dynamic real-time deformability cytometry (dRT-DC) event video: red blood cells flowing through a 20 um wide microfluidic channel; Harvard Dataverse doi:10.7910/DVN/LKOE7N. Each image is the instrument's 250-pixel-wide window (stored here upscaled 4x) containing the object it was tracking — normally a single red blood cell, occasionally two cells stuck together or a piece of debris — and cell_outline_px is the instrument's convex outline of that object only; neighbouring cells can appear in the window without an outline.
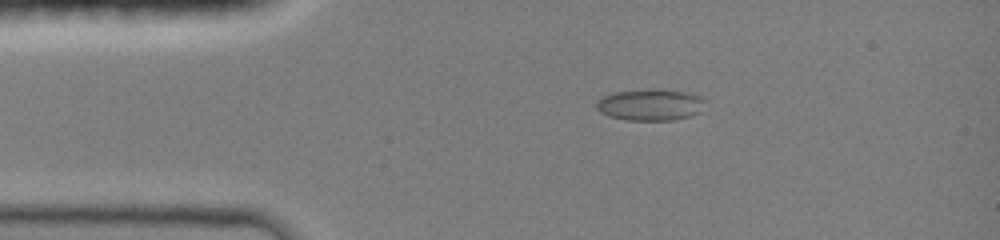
{"species": "common noctule bat (a hibernating species)", "species_latin": "Nyctalus noctula", "temperature_condition": "room temperature", "stored_images_in_passage": 44, "camera_frame_rate_fps": 3000, "um_per_image_px": 0.085, "animal": {"sex": "female", "body_mass_g": 19.0, "forearm_length_mm": 51.5}, "frame": {"image": 1, "passage_image": 7, "time_ms": 2.0, "image_size_px": [1000, 240], "cell_outline_px": [[704, 100], [700, 112], [688, 116], [672, 120], [628, 120], [608, 116], [600, 112], [596, 108], [596, 104], [604, 96], [616, 92], [648, 88], [684, 92], [700, 96]], "centroid_in_image_um": [55.25, 8.9], "position_along_channel_um": 29.7, "area_um2": 19.71}}
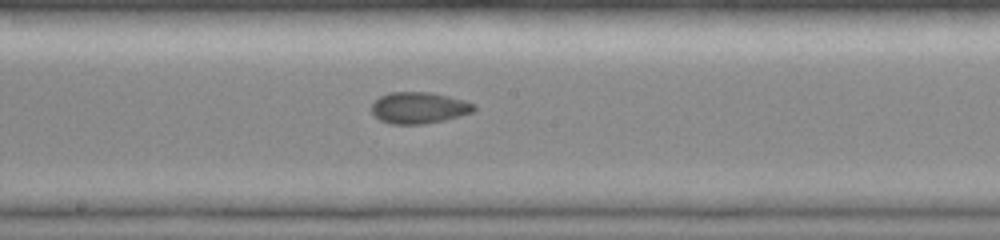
{"frame": {"image": 2, "passage_image": 23, "time_ms": 7.333, "image_size_px": [1000, 240], "cell_outline_px": [[476, 108], [472, 112], [460, 116], [444, 120], [424, 124], [392, 124], [380, 120], [372, 112], [372, 104], [380, 96], [388, 92], [432, 92], [464, 100], [476, 104]], "centroid_in_image_um": [35.63, 9.16], "position_along_channel_um": 212.6, "area_um2": 18.79}}
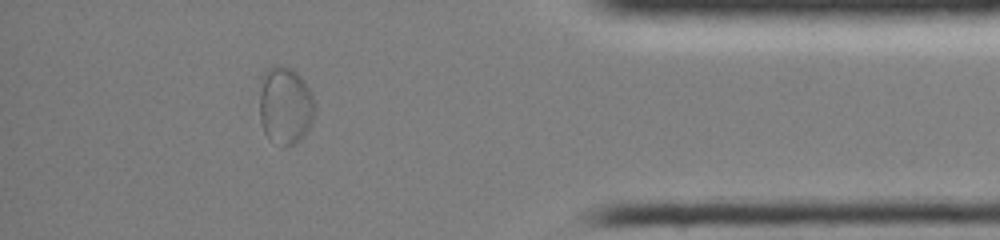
{"frame": {"image": 3, "passage_image": 39, "time_ms": 12.667, "image_size_px": [1000, 240], "cell_outline_px": [[316, 112], [308, 132], [300, 140], [284, 148], [268, 140], [264, 132], [260, 120], [260, 76], [264, 68], [272, 64], [276, 64], [292, 68], [300, 76], [308, 88], [316, 104]], "centroid_in_image_um": [24.23, 8.96], "position_along_channel_um": 411.0, "area_um2": 25.95}}